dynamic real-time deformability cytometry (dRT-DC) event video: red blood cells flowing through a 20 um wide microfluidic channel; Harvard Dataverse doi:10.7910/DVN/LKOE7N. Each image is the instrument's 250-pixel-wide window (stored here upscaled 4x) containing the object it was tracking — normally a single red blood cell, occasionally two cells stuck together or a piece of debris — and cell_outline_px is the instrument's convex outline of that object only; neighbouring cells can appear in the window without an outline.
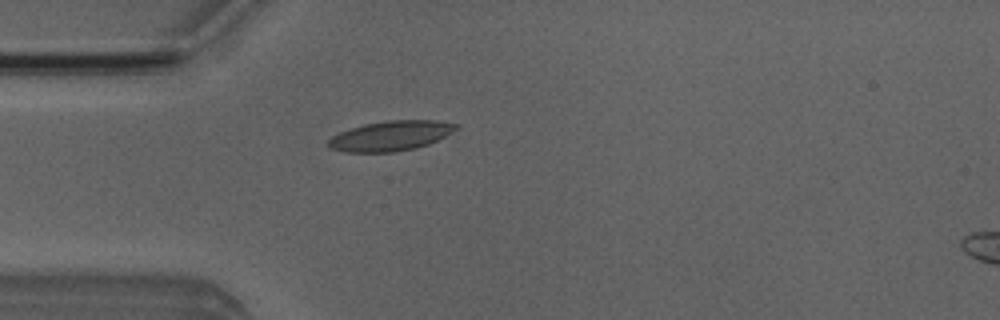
{"species": "Egyptian fruit bat (a non-hibernating species)", "species_latin": "Rousettus aegyptiacus", "temperature_condition": "room temperature", "stored_images_in_passage": 20, "camera_frame_rate_fps": 3000, "um_per_image_px": 0.085, "animal": {"sex": "male"}, "frame": {"image": 1, "passage_image": 9, "time_ms": 2.667, "image_size_px": [1000, 320], "cell_outline_px": [[460, 128], [428, 144], [416, 148], [396, 152], [344, 152], [332, 148], [328, 144], [328, 140], [332, 136], [340, 132], [364, 124], [384, 120], [436, 120], [460, 124]], "centroid_in_image_um": [33.24, 11.54], "position_along_channel_um": 51.8, "area_um2": 22.31}}